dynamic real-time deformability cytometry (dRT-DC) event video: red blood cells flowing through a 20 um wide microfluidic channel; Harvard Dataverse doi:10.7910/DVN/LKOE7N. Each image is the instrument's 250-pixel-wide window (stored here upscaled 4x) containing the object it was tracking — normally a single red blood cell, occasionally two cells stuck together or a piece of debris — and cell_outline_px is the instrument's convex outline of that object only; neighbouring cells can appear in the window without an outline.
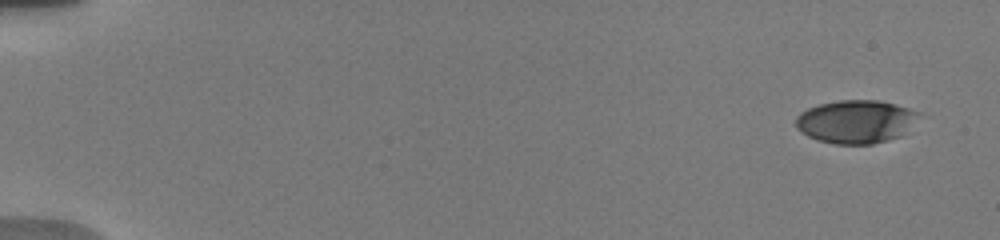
{"species": "human", "species_latin": "Homo sapiens", "temperature_condition": "warm", "stored_images_in_passage": 11, "camera_frame_rate_fps": 3000, "um_per_image_px": 0.085, "donor": {"sex": "male"}, "frame": {"image": 1, "passage_image": 1, "time_ms": 0.0, "image_size_px": [1000, 240], "cell_outline_px": [[920, 112], [900, 136], [888, 140], [872, 144], [836, 144], [816, 140], [800, 132], [796, 128], [796, 116], [800, 112], [808, 108], [820, 104], [840, 100], [880, 100], [896, 104]], "centroid_in_image_um": [72.68, 10.33], "position_along_channel_um": 12.3, "area_um2": 30.75}}
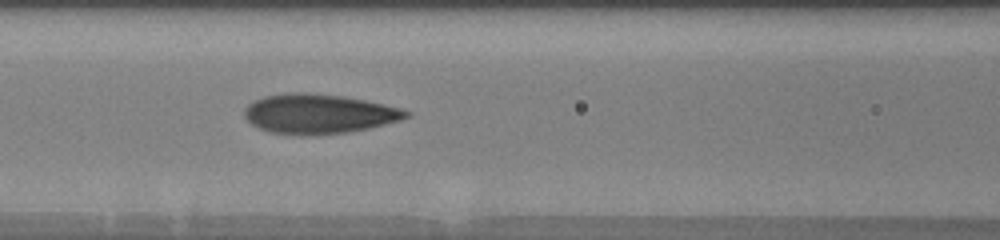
{"frame": {"image": 2, "passage_image": 10, "time_ms": 7.667, "image_size_px": [1000, 240], "cell_outline_px": [[412, 116], [400, 120], [368, 128], [348, 132], [268, 132], [252, 124], [244, 116], [244, 108], [248, 104], [264, 96], [288, 92], [308, 92], [344, 96], [384, 104], [400, 108], [412, 112]], "centroid_in_image_um": [27.12, 9.62], "position_along_channel_um": 139.5, "area_um2": 36.36}}
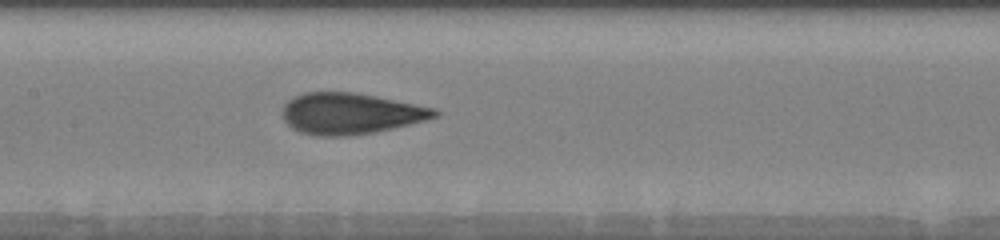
{"frame": {"image": 3, "passage_image": 11, "time_ms": 8.667, "image_size_px": [1000, 240], "cell_outline_px": [[440, 112], [436, 116], [424, 120], [392, 128], [372, 132], [344, 136], [312, 136], [300, 132], [292, 128], [284, 120], [280, 112], [284, 104], [292, 96], [304, 92], [352, 92], [376, 96], [436, 108]], "centroid_in_image_um": [29.72, 9.64], "position_along_channel_um": 177.7, "area_um2": 36.53}}